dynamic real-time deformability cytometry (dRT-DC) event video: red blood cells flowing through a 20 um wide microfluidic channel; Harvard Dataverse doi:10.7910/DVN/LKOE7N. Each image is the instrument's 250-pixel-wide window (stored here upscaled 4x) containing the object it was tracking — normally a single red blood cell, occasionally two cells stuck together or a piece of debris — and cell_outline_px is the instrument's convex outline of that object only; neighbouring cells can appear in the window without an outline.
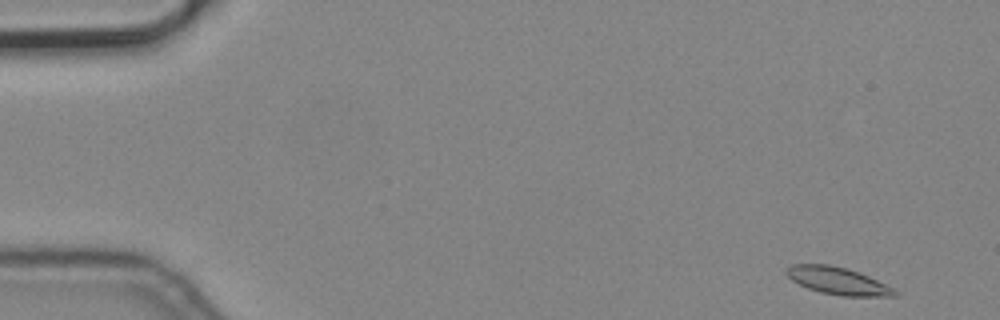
{"species": "common noctule bat (a hibernating species)", "species_latin": "Nyctalus noctula", "temperature_condition": "cold", "stored_images_in_passage": 4, "camera_frame_rate_fps": 3000, "um_per_image_px": 0.085, "animal": {"sex": "male", "body_mass_g": 19.2, "forearm_length_mm": 51.8}, "frame": {"image": 1, "passage_image": 1, "time_ms": 0.0, "image_size_px": [1000, 320], "cell_outline_px": [[900, 292], [896, 296], [844, 296], [820, 292], [808, 288], [792, 280], [784, 272], [784, 268], [792, 264], [828, 264], [848, 268], [868, 276]], "centroid_in_image_um": [71.18, 23.86], "position_along_channel_um": 13.8, "area_um2": 17.17}}